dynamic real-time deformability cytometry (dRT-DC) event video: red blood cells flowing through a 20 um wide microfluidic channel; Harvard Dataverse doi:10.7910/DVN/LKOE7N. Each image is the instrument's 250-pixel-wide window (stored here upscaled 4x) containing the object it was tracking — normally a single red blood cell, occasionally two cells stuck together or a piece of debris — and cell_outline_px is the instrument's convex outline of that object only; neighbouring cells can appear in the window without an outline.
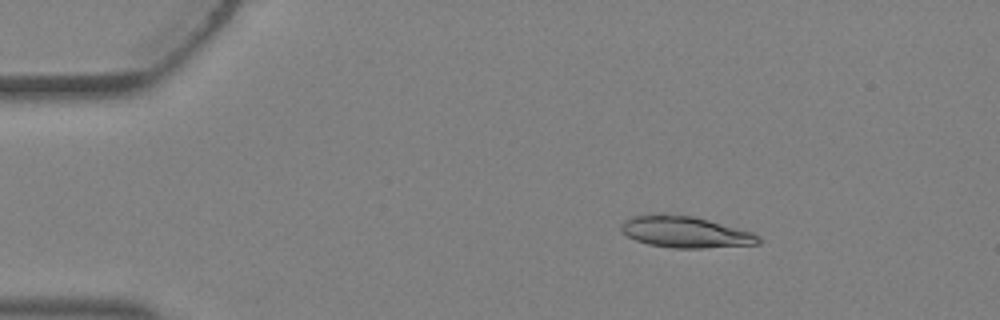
{"species": "Egyptian fruit bat (a non-hibernating species)", "species_latin": "Rousettus aegyptiacus", "temperature_condition": "warm", "stored_images_in_passage": 4, "camera_frame_rate_fps": 3000, "um_per_image_px": 0.085, "animal": {"sex": "female"}, "frame": {"image": 1, "passage_image": 2, "time_ms": 0.333, "image_size_px": [1000, 320], "cell_outline_px": [[764, 240], [760, 244], [704, 248], [672, 248], [648, 244], [636, 240], [620, 232], [620, 224], [624, 220], [632, 216], [660, 212], [664, 212], [692, 216], [708, 220], [752, 232], [760, 236]], "centroid_in_image_um": [58.22, 19.7], "position_along_channel_um": 26.8, "area_um2": 25.61}}
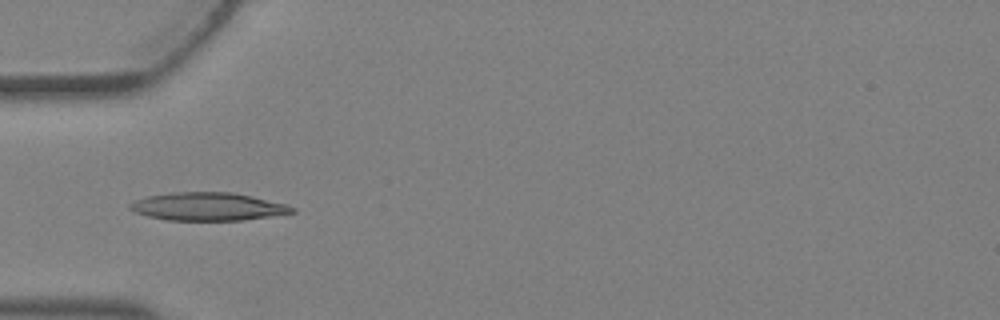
{"frame": {"image": 2, "passage_image": 4, "time_ms": 1.0, "image_size_px": [1000, 320], "cell_outline_px": [[296, 212], [240, 220], [168, 220], [148, 216], [136, 212], [128, 208], [128, 204], [136, 200], [148, 196], [172, 192], [232, 192], [252, 196], [288, 204], [296, 208]], "centroid_in_image_um": [17.68, 17.55], "position_along_channel_um": 67.3, "area_um2": 26.36}}